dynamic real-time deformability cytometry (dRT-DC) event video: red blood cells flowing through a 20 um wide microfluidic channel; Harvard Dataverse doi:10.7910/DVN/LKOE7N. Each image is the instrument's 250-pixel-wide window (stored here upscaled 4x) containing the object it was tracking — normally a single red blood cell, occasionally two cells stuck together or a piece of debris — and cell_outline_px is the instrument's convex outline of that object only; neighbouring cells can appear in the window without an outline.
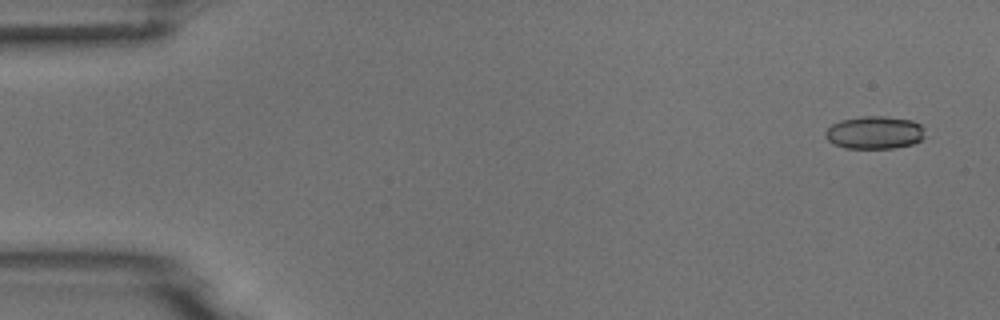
{"species": "common noctule bat (a hibernating species)", "species_latin": "Nyctalus noctula", "temperature_condition": "room temperature", "stored_images_in_passage": 4, "camera_frame_rate_fps": 3000, "um_per_image_px": 0.085, "animal": {"sex": "male", "body_mass_g": 18.8}, "frame": {"image": 1, "passage_image": 1, "time_ms": 0.0, "image_size_px": [1000, 320], "cell_outline_px": [[924, 136], [920, 140], [912, 144], [892, 148], [844, 148], [828, 140], [824, 136], [824, 132], [832, 124], [840, 120], [864, 116], [884, 116], [912, 120], [920, 124], [924, 128]], "centroid_in_image_um": [74.33, 11.26], "position_along_channel_um": 10.7, "area_um2": 19.02}}
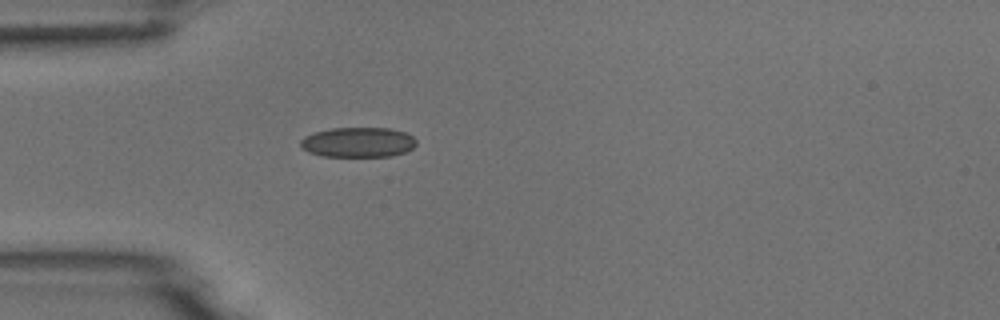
{"frame": {"image": 2, "passage_image": 4, "time_ms": 1.0, "image_size_px": [1000, 320], "cell_outline_px": [[416, 144], [412, 148], [404, 152], [392, 156], [320, 156], [308, 152], [300, 148], [300, 140], [304, 136], [312, 132], [332, 128], [388, 128], [404, 132], [412, 136], [416, 140]], "centroid_in_image_um": [30.38, 12.09], "position_along_channel_um": 54.6, "area_um2": 20.35}}